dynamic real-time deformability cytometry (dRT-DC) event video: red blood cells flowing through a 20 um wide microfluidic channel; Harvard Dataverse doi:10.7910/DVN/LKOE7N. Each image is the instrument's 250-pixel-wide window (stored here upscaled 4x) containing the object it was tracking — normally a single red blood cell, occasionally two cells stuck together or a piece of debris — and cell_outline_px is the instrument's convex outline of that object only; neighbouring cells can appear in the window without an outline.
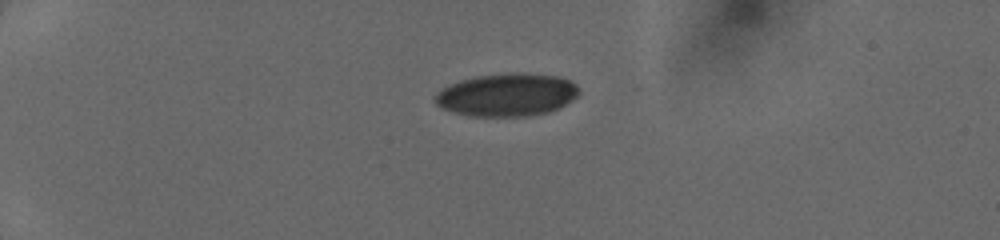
{"species": "human", "species_latin": "Homo sapiens", "temperature_condition": "cold", "stored_images_in_passage": 37, "camera_frame_rate_fps": 3000, "um_per_image_px": 0.085, "donor": {"sex": "female"}, "frame": {"image": 1, "passage_image": 1, "time_ms": 0.0, "image_size_px": [1000, 240], "cell_outline_px": [[580, 92], [572, 100], [548, 112], [528, 116], [468, 116], [444, 108], [436, 104], [436, 92], [448, 84], [460, 80], [476, 76], [516, 72], [520, 72], [556, 76], [568, 80], [576, 84], [580, 88]], "centroid_in_image_um": [43.09, 8.05], "position_along_channel_um": 41.9, "area_um2": 35.78}}
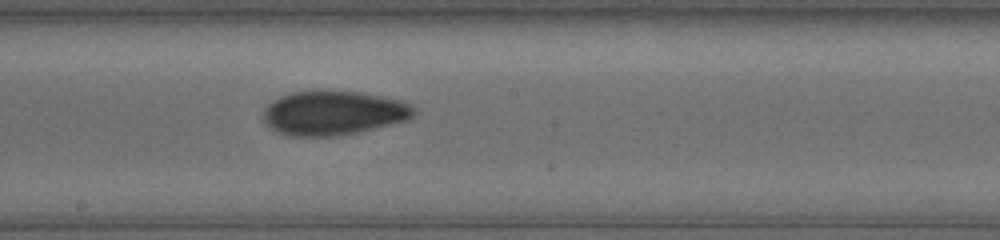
{"frame": {"image": 2, "passage_image": 18, "time_ms": 5.667, "image_size_px": [1000, 240], "cell_outline_px": [[416, 112], [408, 120], [392, 124], [356, 132], [332, 136], [292, 136], [280, 132], [264, 124], [264, 108], [272, 100], [280, 96], [292, 92], [360, 92], [384, 96], [400, 100], [412, 104], [416, 108]], "centroid_in_image_um": [28.37, 9.6], "position_along_channel_um": 219.8, "area_um2": 38.49}}
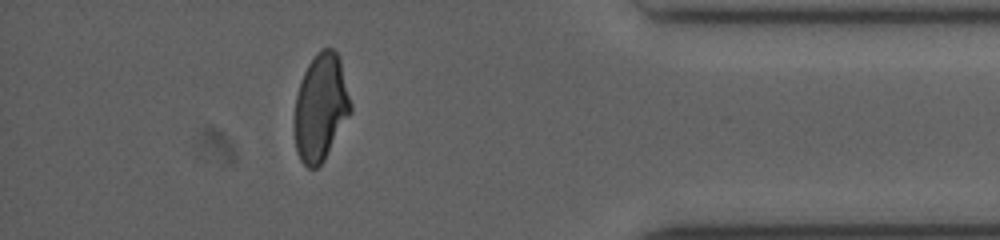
{"frame": {"image": 3, "passage_image": 33, "time_ms": 10.667, "image_size_px": [1000, 240], "cell_outline_px": [[352, 112], [324, 160], [316, 168], [308, 168], [300, 160], [296, 148], [292, 128], [292, 120], [296, 96], [304, 72], [308, 64], [316, 52], [324, 48], [332, 48], [336, 52], [340, 60], [352, 104]], "centroid_in_image_um": [27.24, 9.15], "position_along_channel_um": 408.0, "area_um2": 35.49}}